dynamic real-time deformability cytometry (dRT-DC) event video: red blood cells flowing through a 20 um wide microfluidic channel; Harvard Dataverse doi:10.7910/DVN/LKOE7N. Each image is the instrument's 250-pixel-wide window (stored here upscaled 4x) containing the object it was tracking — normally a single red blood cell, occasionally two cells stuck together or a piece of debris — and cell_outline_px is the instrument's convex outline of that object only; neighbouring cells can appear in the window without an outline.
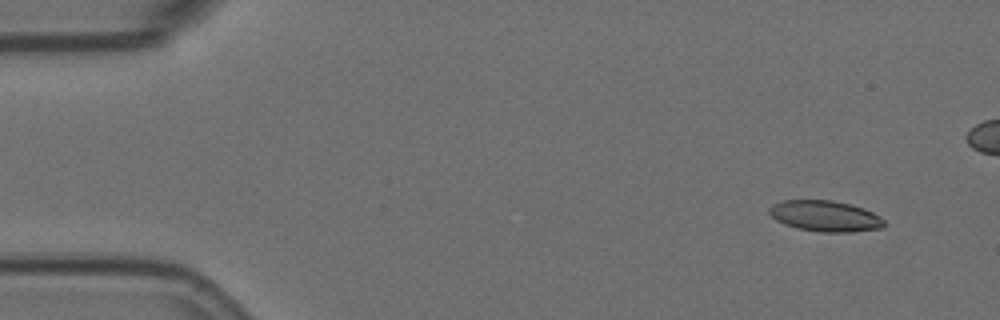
{"species": "Egyptian fruit bat (a non-hibernating species)", "species_latin": "Rousettus aegyptiacus", "temperature_condition": "room temperature", "stored_images_in_passage": 5, "camera_frame_rate_fps": 3000, "um_per_image_px": 0.085, "animal": {"sex": "female"}, "frame": {"image": 1, "passage_image": 2, "time_ms": 0.333, "image_size_px": [1000, 320], "cell_outline_px": [[884, 228], [852, 232], [820, 232], [800, 228], [784, 224], [776, 220], [768, 212], [768, 208], [772, 204], [784, 200], [832, 200], [852, 204], [864, 208], [872, 212], [884, 220]], "centroid_in_image_um": [70.14, 18.36], "position_along_channel_um": 14.9, "area_um2": 20.75}}
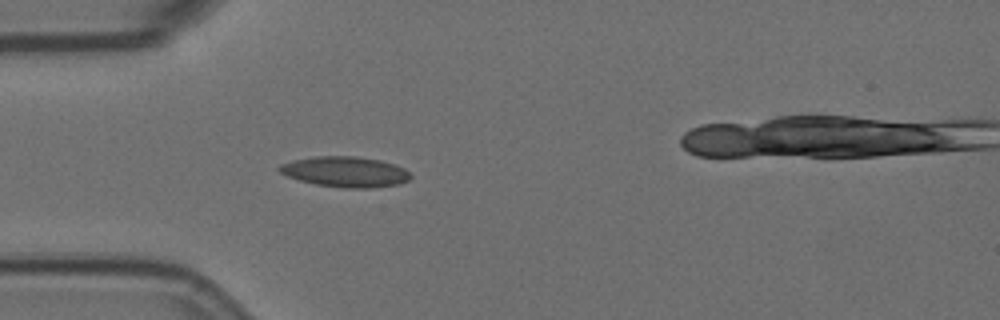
{"frame": {"image": 2, "passage_image": 4, "time_ms": 1.0, "image_size_px": [1000, 320], "cell_outline_px": [[412, 176], [408, 180], [400, 184], [372, 188], [344, 188], [316, 184], [300, 180], [288, 176], [280, 172], [276, 168], [280, 164], [292, 160], [316, 156], [356, 156], [380, 160], [404, 168]], "centroid_in_image_um": [29.34, 14.6], "position_along_channel_um": 55.7, "area_um2": 23.29}}